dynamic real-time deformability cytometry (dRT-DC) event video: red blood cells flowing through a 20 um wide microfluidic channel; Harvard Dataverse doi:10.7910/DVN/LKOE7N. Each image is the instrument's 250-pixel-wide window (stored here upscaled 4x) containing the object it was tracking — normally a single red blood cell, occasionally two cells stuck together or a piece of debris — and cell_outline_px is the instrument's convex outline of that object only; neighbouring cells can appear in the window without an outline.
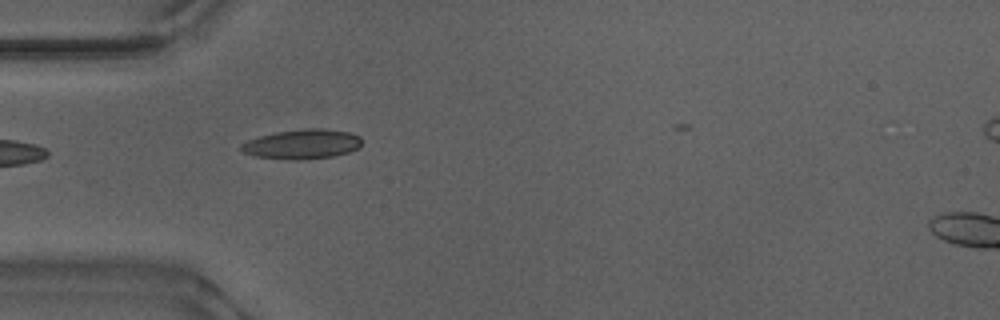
{"species": "Egyptian fruit bat (a non-hibernating species)", "species_latin": "Rousettus aegyptiacus", "temperature_condition": "warm", "stored_images_in_passage": 19, "camera_frame_rate_fps": 3000, "um_per_image_px": 0.085, "animal": {"sex": "male"}, "frame": {"image": 1, "passage_image": 1, "time_ms": 0.0, "image_size_px": [1000, 320], "cell_outline_px": [[360, 144], [356, 148], [348, 152], [336, 156], [296, 160], [292, 160], [252, 156], [244, 152], [240, 148], [240, 144], [248, 140], [260, 136], [276, 132], [308, 128], [324, 128], [348, 132], [360, 136]], "centroid_in_image_um": [25.66, 12.25], "position_along_channel_um": 59.3, "area_um2": 20.75}}
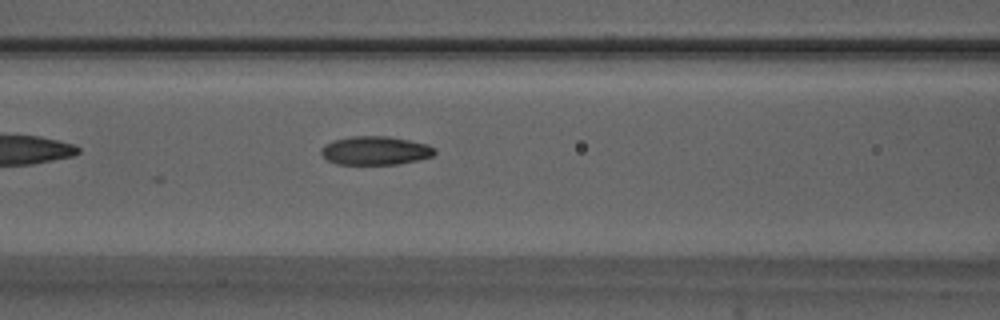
{"frame": {"image": 2, "passage_image": 7, "time_ms": 2.0, "image_size_px": [1000, 320], "cell_outline_px": [[436, 152], [432, 156], [416, 160], [396, 164], [336, 164], [328, 160], [320, 152], [320, 148], [324, 144], [332, 140], [352, 136], [388, 136], [428, 144], [436, 148]], "centroid_in_image_um": [31.88, 12.79], "position_along_channel_um": 134.7, "area_um2": 18.96}}
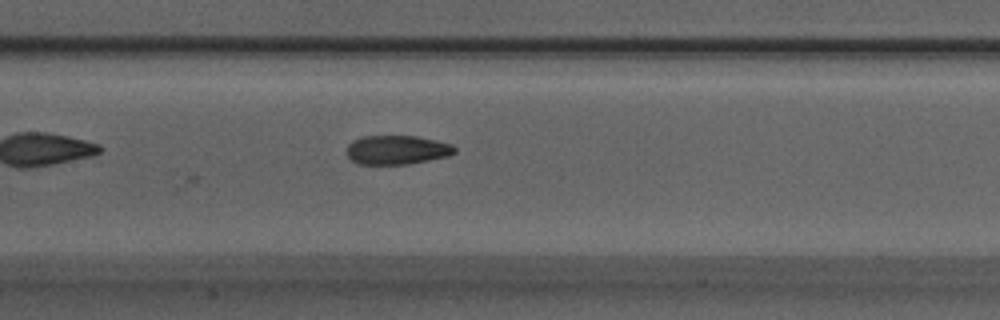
{"frame": {"image": 3, "passage_image": 10, "time_ms": 3.0, "image_size_px": [1000, 320], "cell_outline_px": [[456, 152], [448, 156], [408, 164], [360, 164], [352, 160], [348, 156], [348, 144], [352, 140], [364, 136], [416, 136], [436, 140], [452, 144], [456, 148]], "centroid_in_image_um": [33.76, 12.73], "position_along_channel_um": 173.6, "area_um2": 18.21}}